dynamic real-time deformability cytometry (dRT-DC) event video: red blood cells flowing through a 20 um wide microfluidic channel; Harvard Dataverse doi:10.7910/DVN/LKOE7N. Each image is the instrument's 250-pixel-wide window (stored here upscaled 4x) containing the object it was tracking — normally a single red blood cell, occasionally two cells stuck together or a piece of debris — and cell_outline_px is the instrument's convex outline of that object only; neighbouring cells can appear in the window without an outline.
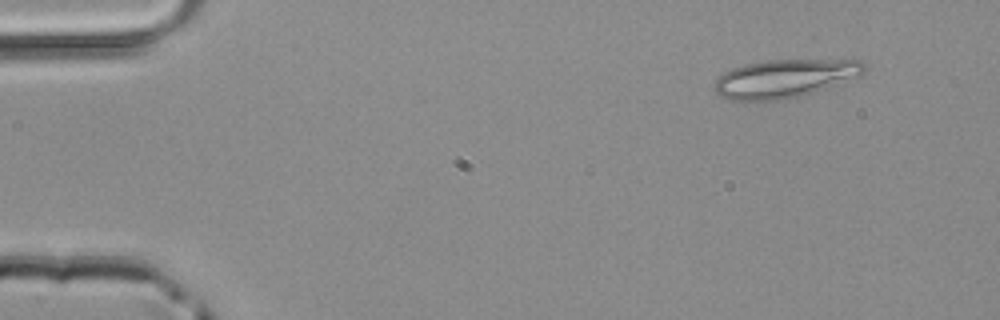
{"species": "common noctule bat (a hibernating species)", "species_latin": "Nyctalus noctula", "temperature_condition": "room temperature", "stored_images_in_passage": 24, "camera_frame_rate_fps": 3000, "um_per_image_px": 0.085, "animal": {"sex": "male", "body_mass_g": 20.4}, "frame": {"image": 1, "passage_image": 5, "time_ms": 1.333, "image_size_px": [1000, 320], "cell_outline_px": [[868, 68], [860, 76], [800, 96], [780, 100], [732, 100], [720, 96], [712, 88], [716, 80], [724, 72], [732, 68], [744, 64], [764, 60], [860, 60]], "centroid_in_image_um": [66.67, 6.66], "position_along_channel_um": 18.3, "area_um2": 33.23}}
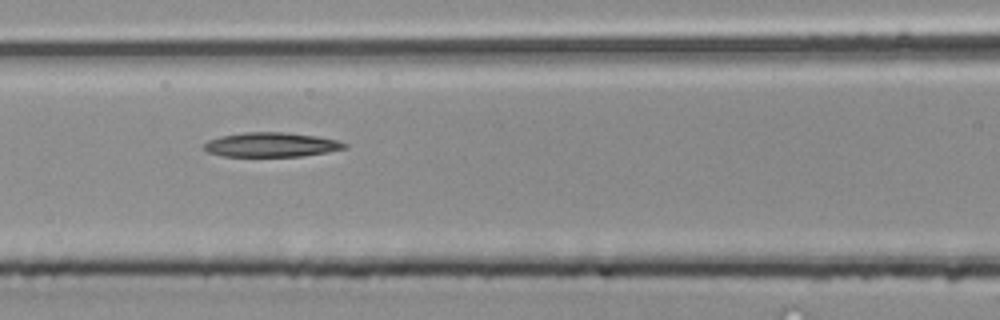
{"frame": {"image": 2, "passage_image": 21, "time_ms": 6.667, "image_size_px": [1000, 320], "cell_outline_px": [[348, 148], [328, 152], [304, 156], [220, 156], [208, 152], [204, 148], [204, 144], [208, 140], [220, 136], [244, 132], [284, 132], [316, 136], [336, 140], [348, 144]], "centroid_in_image_um": [23.07, 12.3], "position_along_channel_um": 143.5, "area_um2": 20.06}}
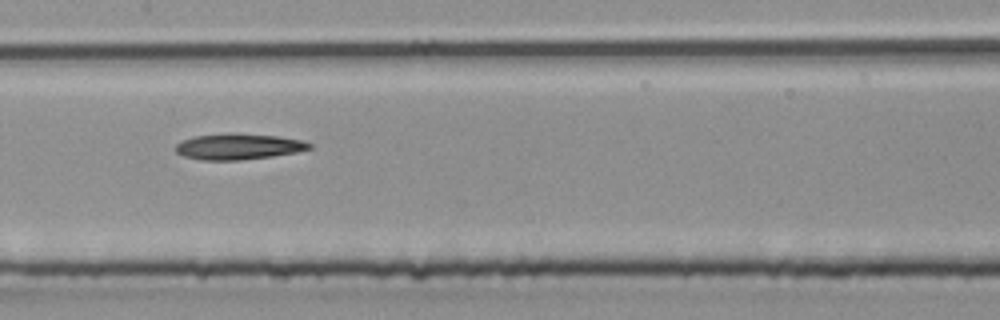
{"frame": {"image": 3, "passage_image": 24, "time_ms": 7.667, "image_size_px": [1000, 320], "cell_outline_px": [[312, 148], [296, 152], [272, 156], [240, 160], [200, 160], [184, 156], [176, 152], [172, 148], [176, 144], [192, 136], [224, 132], [232, 132], [276, 136], [300, 140], [312, 144]], "centroid_in_image_um": [20.2, 12.44], "position_along_channel_um": 187.2, "area_um2": 20.46}}